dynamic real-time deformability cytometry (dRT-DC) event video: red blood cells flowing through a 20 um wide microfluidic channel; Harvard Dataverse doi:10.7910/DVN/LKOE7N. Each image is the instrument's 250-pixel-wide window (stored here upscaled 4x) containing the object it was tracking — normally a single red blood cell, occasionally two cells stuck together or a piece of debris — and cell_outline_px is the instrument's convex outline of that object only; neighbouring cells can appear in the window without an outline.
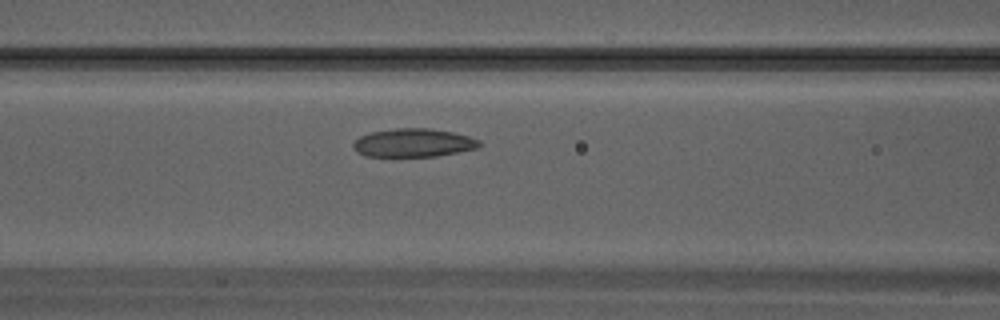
{"species": "Egyptian fruit bat (a non-hibernating species)", "species_latin": "Rousettus aegyptiacus", "temperature_condition": "warm", "stored_images_in_passage": 24, "camera_frame_rate_fps": 3000, "um_per_image_px": 0.085, "animal": {"sex": "male"}, "frame": {"image": 1, "passage_image": 7, "time_ms": 2.0, "image_size_px": [1000, 320], "cell_outline_px": [[480, 144], [476, 148], [436, 156], [364, 156], [352, 144], [360, 136], [372, 132], [396, 128], [428, 128], [452, 132], [468, 136], [480, 140]], "centroid_in_image_um": [35.15, 12.13], "position_along_channel_um": 131.5, "area_um2": 20.46}}
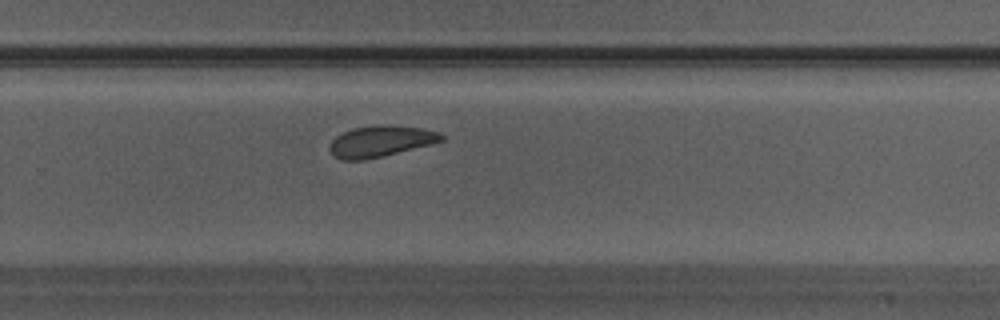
{"frame": {"image": 2, "passage_image": 15, "time_ms": 4.667, "image_size_px": [1000, 320], "cell_outline_px": [[444, 140], [432, 144], [384, 156], [364, 160], [340, 160], [332, 156], [328, 148], [332, 140], [336, 136], [352, 128], [376, 124], [384, 124], [424, 128], [440, 132], [444, 136]], "centroid_in_image_um": [32.34, 12.01], "position_along_channel_um": 297.5, "area_um2": 20.69}}
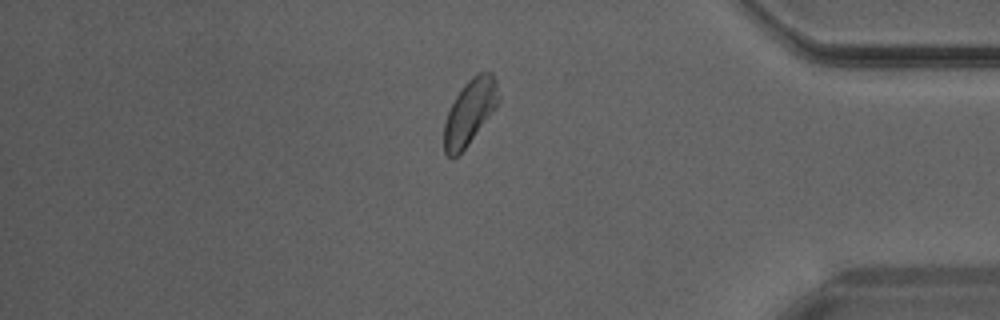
{"frame": {"image": 3, "passage_image": 21, "time_ms": 6.667, "image_size_px": [1000, 320], "cell_outline_px": [[500, 100], [492, 112], [468, 144], [452, 160], [444, 152], [444, 124], [448, 112], [456, 96], [464, 84], [472, 76], [480, 72], [492, 72], [496, 80]], "centroid_in_image_um": [39.93, 9.5], "position_along_channel_um": 395.3, "area_um2": 20.35}}